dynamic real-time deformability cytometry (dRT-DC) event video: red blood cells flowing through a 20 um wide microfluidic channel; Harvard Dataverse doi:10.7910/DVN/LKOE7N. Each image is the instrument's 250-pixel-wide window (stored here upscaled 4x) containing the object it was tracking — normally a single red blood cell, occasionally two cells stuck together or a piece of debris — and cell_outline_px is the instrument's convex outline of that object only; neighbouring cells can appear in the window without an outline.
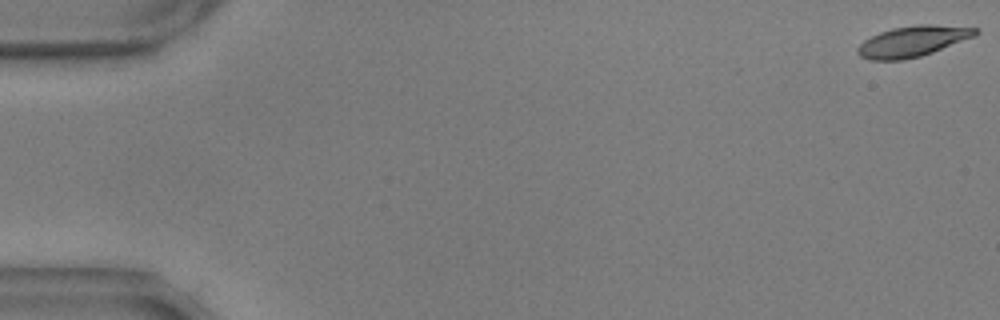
{"species": "common noctule bat (a hibernating species)", "species_latin": "Nyctalus noctula", "temperature_condition": "warm", "stored_images_in_passage": 59, "camera_frame_rate_fps": 3000, "um_per_image_px": 0.085, "animal": {"sex": "male", "body_mass_g": 17.9, "forearm_length_mm": 54.2}, "frame": {"image": 1, "passage_image": 1, "time_ms": 0.0, "image_size_px": [1000, 320], "cell_outline_px": [[980, 32], [976, 36], [932, 52], [920, 56], [904, 60], [868, 60], [860, 56], [856, 52], [856, 48], [864, 40], [880, 32], [892, 28], [920, 24], [932, 24], [980, 28]], "centroid_in_image_um": [77.59, 3.51], "position_along_channel_um": 7.4, "area_um2": 21.21}}
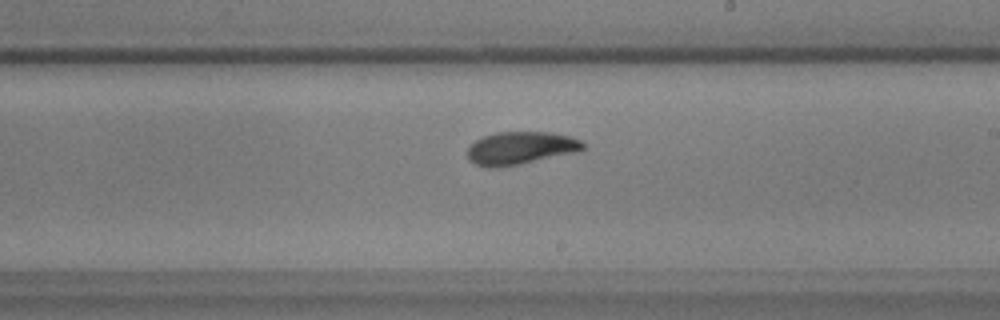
{"frame": {"image": 2, "passage_image": 34, "time_ms": 11.0, "image_size_px": [1000, 320], "cell_outline_px": [[584, 148], [580, 152], [520, 164], [496, 168], [488, 168], [476, 164], [468, 160], [468, 148], [476, 140], [484, 136], [496, 132], [552, 132], [572, 136], [580, 140], [584, 144]], "centroid_in_image_um": [44.28, 12.59], "position_along_channel_um": 244.7, "area_um2": 22.31}}
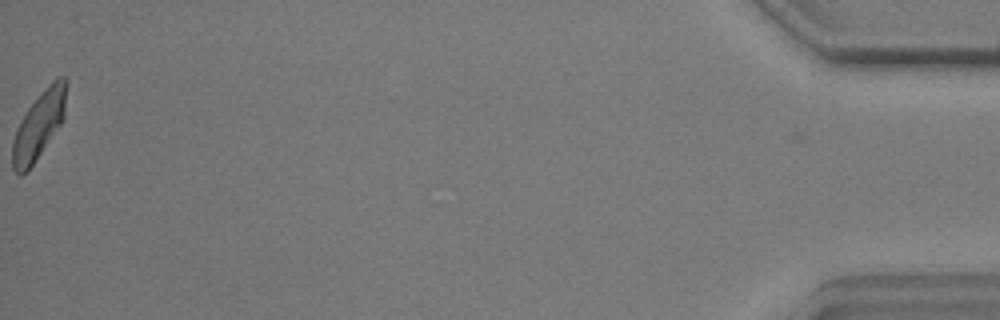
{"frame": {"image": 3, "passage_image": 58, "time_ms": 19.0, "image_size_px": [1000, 320], "cell_outline_px": [[68, 84], [64, 120], [32, 164], [20, 176], [12, 168], [12, 140], [16, 128], [28, 108], [44, 88], [52, 80], [60, 76], [64, 76], [68, 80]], "centroid_in_image_um": [3.33, 10.57], "position_along_channel_um": 431.9, "area_um2": 21.21}, "authors_computed_cell_mechanics": {"area_um2": 21.5016, "velocity_mm_per_s": 3.5345, "shape_relaxation_time_tau1_ms": 3.8832, "shape_relaxation_time_tau2_ms": 2.2527, "deformation_change_tau1": 0.1734, "deformation_change_tau2": 0.0811}}